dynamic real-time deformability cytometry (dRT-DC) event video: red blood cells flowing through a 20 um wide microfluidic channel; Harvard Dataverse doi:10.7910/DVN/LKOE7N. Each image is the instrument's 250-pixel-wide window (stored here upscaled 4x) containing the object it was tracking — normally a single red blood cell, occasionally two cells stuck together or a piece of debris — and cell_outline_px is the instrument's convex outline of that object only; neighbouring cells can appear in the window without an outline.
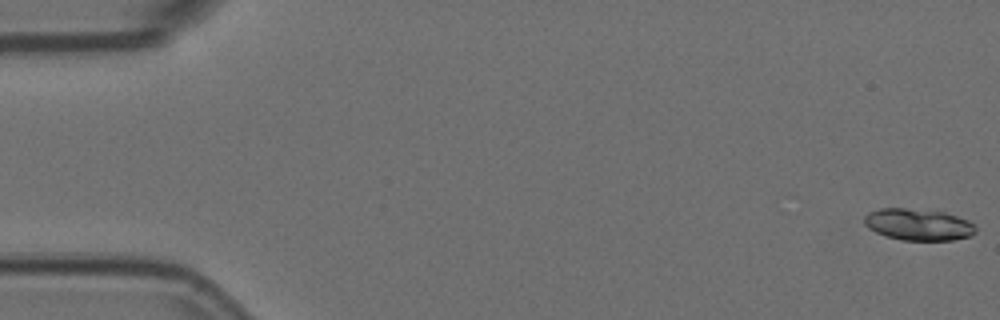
{"species": "Egyptian fruit bat (a non-hibernating species)", "species_latin": "Rousettus aegyptiacus", "temperature_condition": "room temperature", "stored_images_in_passage": 4, "camera_frame_rate_fps": 3000, "um_per_image_px": 0.085, "animal": {"sex": "female"}, "frame": {"image": 1, "passage_image": 1, "time_ms": 0.0, "image_size_px": [1000, 320], "cell_outline_px": [[976, 232], [972, 236], [952, 240], [900, 240], [876, 232], [868, 228], [864, 224], [864, 216], [868, 212], [880, 208], [904, 208], [944, 212], [968, 220], [976, 228]], "centroid_in_image_um": [78.05, 19.09], "position_along_channel_um": 7.0, "area_um2": 20.52}}
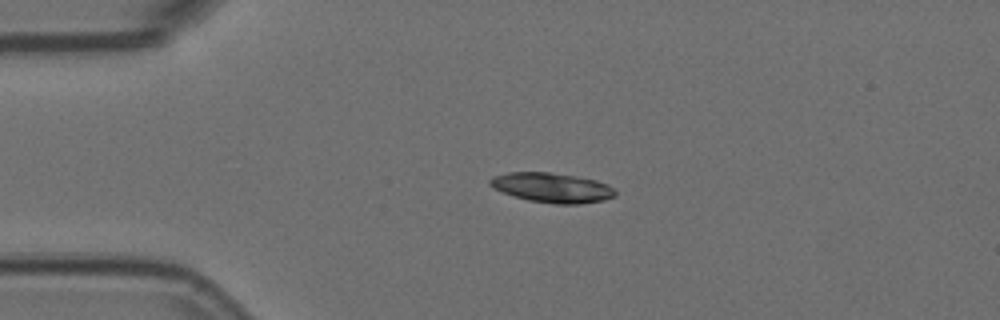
{"frame": {"image": 2, "passage_image": 3, "time_ms": 0.667, "image_size_px": [1000, 320], "cell_outline_px": [[616, 196], [604, 200], [580, 204], [556, 204], [528, 200], [512, 196], [488, 184], [488, 180], [492, 176], [508, 172], [548, 172], [596, 180], [608, 184], [616, 192]], "centroid_in_image_um": [46.91, 15.95], "position_along_channel_um": 38.1, "area_um2": 21.62}}